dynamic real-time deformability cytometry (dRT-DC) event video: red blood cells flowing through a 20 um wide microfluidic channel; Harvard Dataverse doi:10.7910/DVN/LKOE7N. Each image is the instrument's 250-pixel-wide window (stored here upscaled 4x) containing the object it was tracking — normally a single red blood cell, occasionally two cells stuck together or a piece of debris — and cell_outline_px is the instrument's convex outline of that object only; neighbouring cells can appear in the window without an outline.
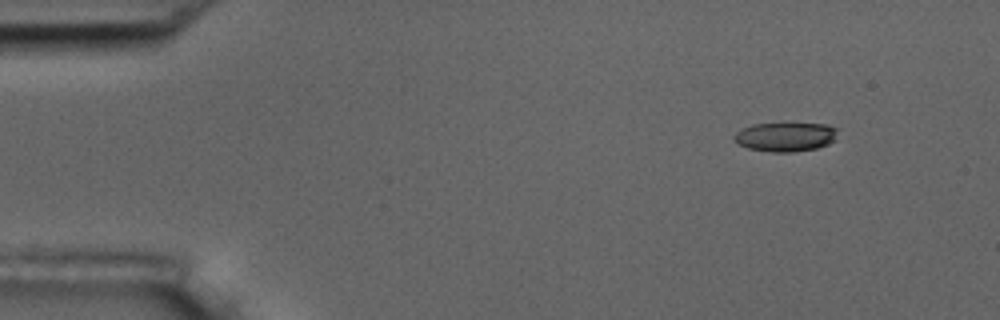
{"species": "common noctule bat (a hibernating species)", "species_latin": "Nyctalus noctula", "temperature_condition": "room temperature", "stored_images_in_passage": 51, "camera_frame_rate_fps": 3000, "um_per_image_px": 0.085, "animal": {"sex": "male", "body_mass_g": 17.5, "forearm_length_mm": 52.3}, "frame": {"image": 1, "passage_image": 1, "time_ms": 0.0, "image_size_px": [1000, 320], "cell_outline_px": [[840, 128], [836, 140], [828, 144], [816, 148], [792, 152], [772, 152], [748, 148], [740, 144], [732, 136], [736, 132], [752, 124], [828, 124]], "centroid_in_image_um": [66.84, 11.63], "position_along_channel_um": 18.2, "area_um2": 17.57}}
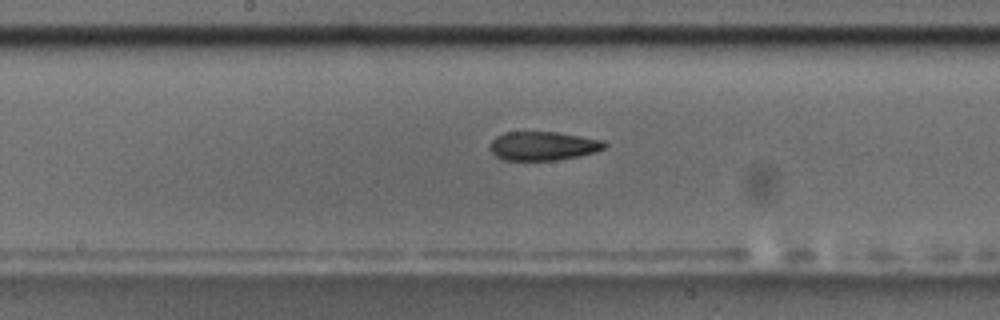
{"frame": {"image": 2, "passage_image": 24, "time_ms": 7.667, "image_size_px": [1000, 320], "cell_outline_px": [[608, 144], [604, 148], [580, 156], [556, 160], [504, 160], [496, 156], [492, 152], [492, 140], [496, 136], [504, 132], [560, 132], [604, 140]], "centroid_in_image_um": [46.19, 12.39], "position_along_channel_um": 202.0, "area_um2": 19.19}}
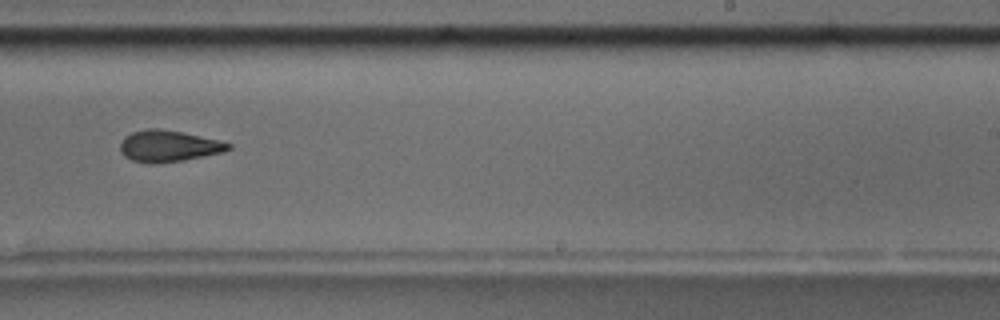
{"frame": {"image": 3, "passage_image": 30, "time_ms": 9.667, "image_size_px": [1000, 320], "cell_outline_px": [[232, 148], [220, 152], [184, 160], [152, 164], [148, 164], [132, 160], [124, 156], [120, 152], [120, 144], [124, 136], [132, 132], [148, 128], [156, 128], [180, 132], [220, 140], [232, 144]], "centroid_in_image_um": [14.28, 12.42], "position_along_channel_um": 274.7, "area_um2": 19.71}, "authors_computed_cell_mechanics": {"area_um2": 19.8832, "velocity_mm_per_s": 3.6344, "shape_relaxation_time_tau1_ms": null, "shape_relaxation_time_tau2_ms": 4.483, "deformation_change_tau1": null, "deformation_change_tau2": 0.1273}}